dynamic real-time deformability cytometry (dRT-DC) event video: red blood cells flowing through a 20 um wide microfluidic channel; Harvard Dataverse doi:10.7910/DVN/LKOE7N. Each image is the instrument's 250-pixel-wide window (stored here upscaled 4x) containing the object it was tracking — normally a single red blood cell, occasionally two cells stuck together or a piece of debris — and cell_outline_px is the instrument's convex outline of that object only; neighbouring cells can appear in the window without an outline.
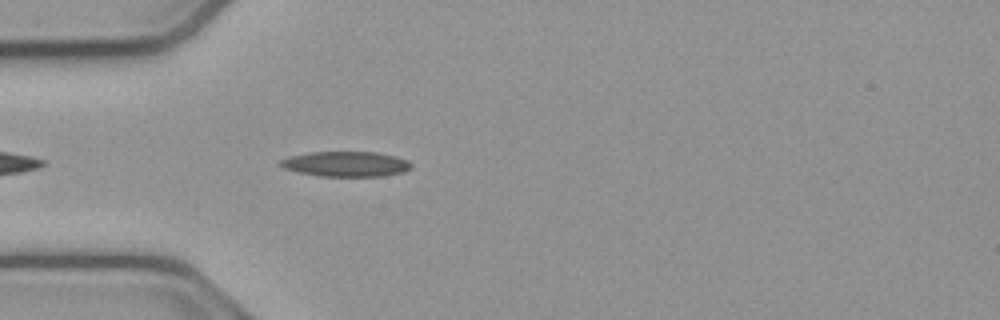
{"species": "common noctule bat (a hibernating species)", "species_latin": "Nyctalus noctula", "temperature_condition": "cold", "stored_images_in_passage": 7, "camera_frame_rate_fps": 3000, "um_per_image_px": 0.085, "animal": {"sex": "male", "body_mass_g": 23.1, "forearm_length_mm": 52.7}, "frame": {"image": 1, "passage_image": 4, "time_ms": 1.0, "image_size_px": [1000, 320], "cell_outline_px": [[412, 168], [404, 172], [384, 176], [320, 176], [300, 172], [284, 168], [280, 164], [280, 160], [288, 156], [312, 152], [376, 152], [396, 156], [408, 160], [412, 164]], "centroid_in_image_um": [29.45, 13.94], "position_along_channel_um": 55.5, "area_um2": 19.19}}